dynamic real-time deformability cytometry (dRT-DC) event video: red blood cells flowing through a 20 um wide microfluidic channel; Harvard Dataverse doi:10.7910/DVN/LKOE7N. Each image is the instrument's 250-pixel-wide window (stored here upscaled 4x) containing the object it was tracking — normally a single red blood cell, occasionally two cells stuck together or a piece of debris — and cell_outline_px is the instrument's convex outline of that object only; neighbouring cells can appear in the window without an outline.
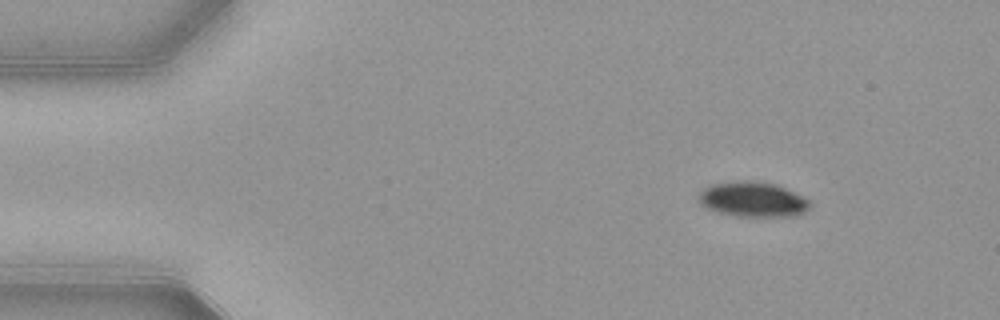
{"species": "common noctule bat (a hibernating species)", "species_latin": "Nyctalus noctula", "temperature_condition": "warm", "stored_images_in_passage": 47, "camera_frame_rate_fps": 3000, "um_per_image_px": 0.085, "animal": {"sex": "female", "body_mass_g": 21.9}, "frame": {"image": 1, "passage_image": 1, "time_ms": 0.0, "image_size_px": [1000, 320], "cell_outline_px": [[812, 204], [804, 212], [792, 216], [744, 216], [720, 212], [708, 208], [700, 204], [700, 192], [704, 188], [712, 184], [736, 180], [756, 180], [776, 184], [808, 200]], "centroid_in_image_um": [63.98, 16.92], "position_along_channel_um": 21.0, "area_um2": 22.37}}
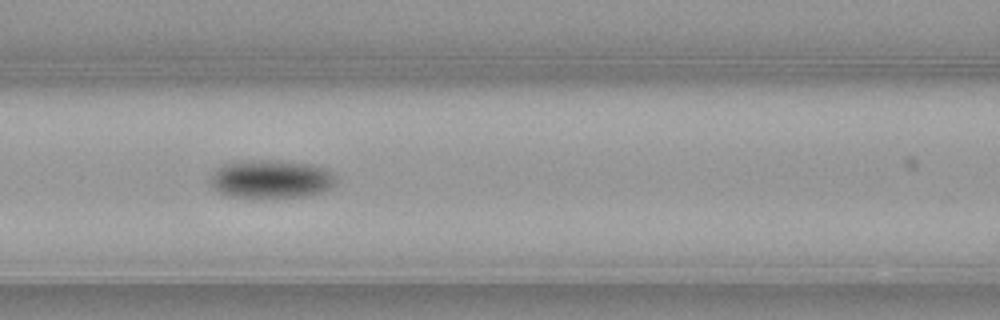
{"frame": {"image": 2, "passage_image": 17, "time_ms": 5.333, "image_size_px": [1000, 320], "cell_outline_px": [[336, 184], [332, 188], [324, 192], [304, 196], [260, 200], [224, 196], [212, 184], [212, 176], [216, 168], [220, 164], [232, 160], [280, 160], [312, 164], [328, 168], [336, 172]], "centroid_in_image_um": [23.08, 15.23], "position_along_channel_um": 143.5, "area_um2": 29.54}}
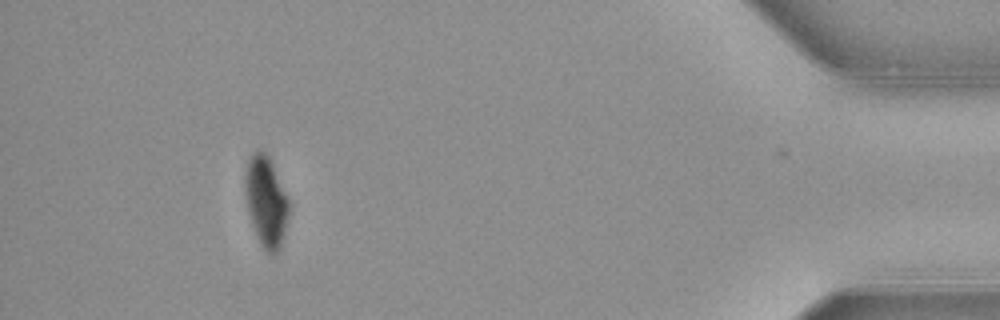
{"frame": {"image": 3, "passage_image": 43, "time_ms": 14.0, "image_size_px": [1000, 320], "cell_outline_px": [[288, 216], [284, 232], [280, 244], [276, 252], [268, 252], [264, 248], [256, 236], [248, 208], [248, 160], [256, 152], [264, 152], [268, 156], [272, 164], [288, 200]], "centroid_in_image_um": [22.65, 17.17], "position_along_channel_um": 412.5, "area_um2": 21.21}, "authors_computed_cell_mechanics": {"area_um2": 26.3568, "velocity_mm_per_s": 3.8747, "shape_relaxation_time_tau1_ms": 3.0416, "shape_relaxation_time_tau2_ms": null, "deformation_change_tau1": 0.1161, "deformation_change_tau2": null}}